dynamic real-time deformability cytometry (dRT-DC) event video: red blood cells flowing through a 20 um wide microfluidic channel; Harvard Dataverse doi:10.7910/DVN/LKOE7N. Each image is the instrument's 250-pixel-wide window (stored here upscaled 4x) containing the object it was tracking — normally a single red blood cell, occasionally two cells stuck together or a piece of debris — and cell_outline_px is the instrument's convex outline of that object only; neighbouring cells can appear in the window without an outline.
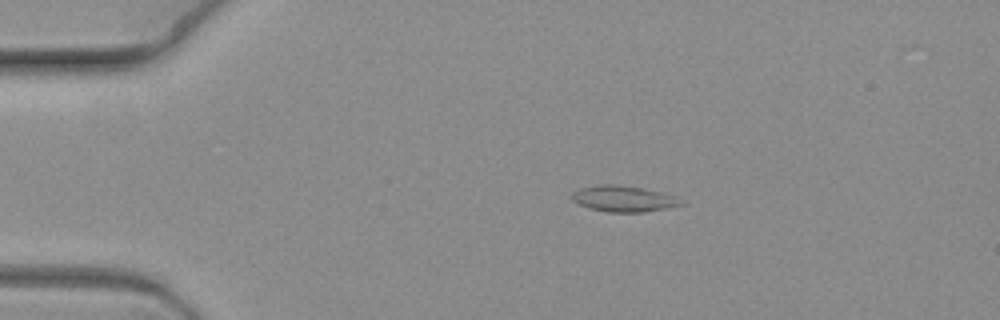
{"species": "common noctule bat (a hibernating species)", "species_latin": "Nyctalus noctula", "temperature_condition": "warm", "stored_images_in_passage": 9, "camera_frame_rate_fps": 3000, "um_per_image_px": 0.085, "animal": {"sex": "female", "body_mass_g": 19.3, "forearm_length_mm": 54.1}, "frame": {"image": 1, "passage_image": 3, "time_ms": 0.667, "image_size_px": [1000, 320], "cell_outline_px": [[688, 204], [644, 212], [608, 212], [588, 208], [572, 200], [572, 192], [580, 188], [604, 184], [612, 184], [640, 188], [660, 192], [676, 196]], "centroid_in_image_um": [53.03, 16.9], "position_along_channel_um": 32.0, "area_um2": 16.47}}
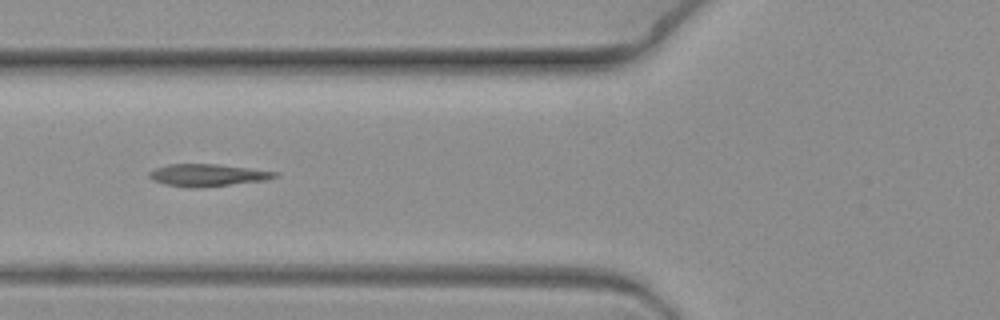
{"frame": {"image": 2, "passage_image": 7, "time_ms": 2.0, "image_size_px": [1000, 320], "cell_outline_px": [[280, 172], [276, 176], [264, 180], [196, 188], [184, 188], [164, 184], [152, 180], [148, 176], [148, 172], [156, 168], [168, 164], [216, 164]], "centroid_in_image_um": [17.56, 14.89], "position_along_channel_um": 108.2, "area_um2": 16.18}}
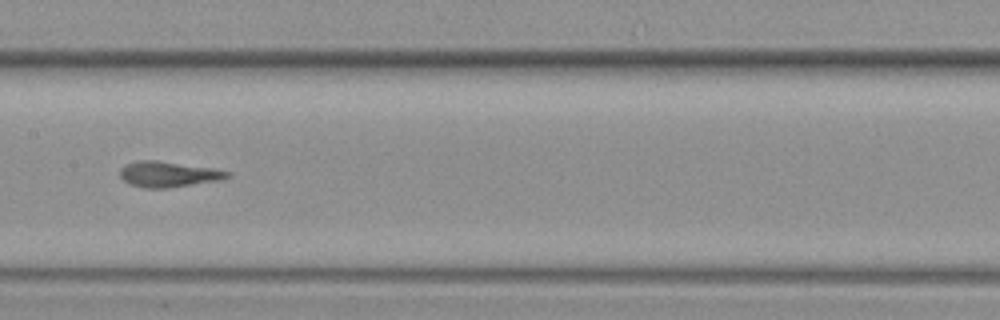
{"frame": {"image": 3, "passage_image": 9, "time_ms": 2.667, "image_size_px": [1000, 320], "cell_outline_px": [[232, 176], [220, 180], [168, 188], [144, 188], [128, 184], [120, 176], [120, 168], [128, 164], [140, 160], [156, 160], [212, 168], [232, 172]], "centroid_in_image_um": [14.33, 14.82], "position_along_channel_um": 193.1, "area_um2": 16.01}}